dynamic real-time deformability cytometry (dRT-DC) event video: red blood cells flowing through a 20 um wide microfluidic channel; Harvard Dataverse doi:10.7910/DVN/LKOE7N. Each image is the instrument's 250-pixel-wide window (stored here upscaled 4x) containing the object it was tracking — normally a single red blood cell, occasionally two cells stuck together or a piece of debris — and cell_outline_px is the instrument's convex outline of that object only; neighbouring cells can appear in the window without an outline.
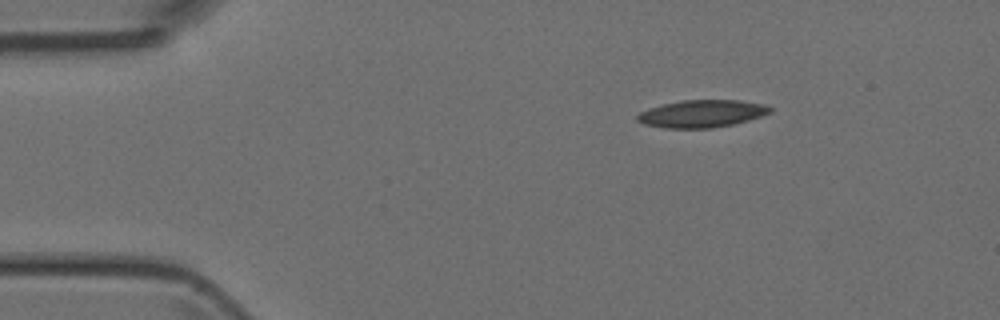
{"species": "Egyptian fruit bat (a non-hibernating species)", "species_latin": "Rousettus aegyptiacus", "temperature_condition": "room temperature", "stored_images_in_passage": 4, "camera_frame_rate_fps": 3000, "um_per_image_px": 0.085, "animal": {"sex": "female"}, "frame": {"image": 1, "passage_image": 1, "time_ms": 0.0, "image_size_px": [1000, 320], "cell_outline_px": [[772, 112], [748, 120], [732, 124], [712, 128], [664, 128], [644, 124], [636, 120], [636, 116], [640, 112], [648, 108], [664, 104], [684, 100], [740, 100], [764, 104], [772, 108]], "centroid_in_image_um": [59.64, 9.66], "position_along_channel_um": 25.4, "area_um2": 21.15}}